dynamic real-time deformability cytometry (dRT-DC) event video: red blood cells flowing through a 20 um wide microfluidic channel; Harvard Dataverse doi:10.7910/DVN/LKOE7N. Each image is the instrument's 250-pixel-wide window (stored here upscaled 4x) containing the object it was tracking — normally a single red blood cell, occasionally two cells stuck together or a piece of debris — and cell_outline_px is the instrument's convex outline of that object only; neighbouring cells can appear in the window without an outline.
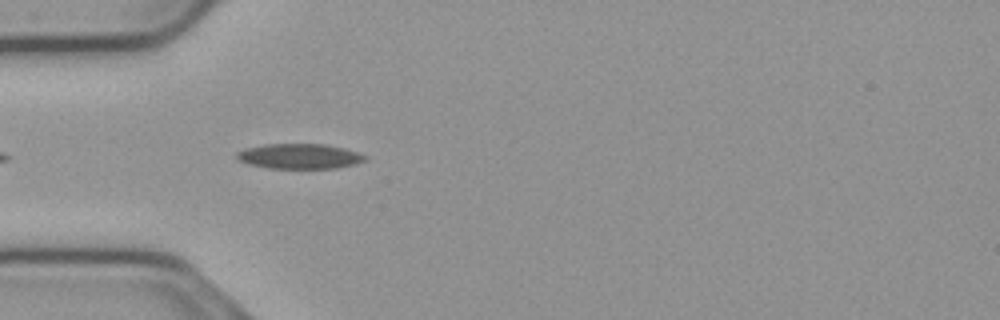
{"species": "common noctule bat (a hibernating species)", "species_latin": "Nyctalus noctula", "temperature_condition": "cold", "stored_images_in_passage": 12, "camera_frame_rate_fps": 3000, "um_per_image_px": 0.085, "animal": {"sex": "male", "body_mass_g": 23.1, "forearm_length_mm": 52.7}, "frame": {"image": 1, "passage_image": 4, "time_ms": 1.0, "image_size_px": [1000, 320], "cell_outline_px": [[368, 160], [356, 164], [336, 168], [268, 168], [248, 164], [240, 160], [236, 156], [236, 152], [244, 148], [264, 144], [324, 144], [344, 148], [360, 152], [368, 156]], "centroid_in_image_um": [25.5, 13.28], "position_along_channel_um": 59.5, "area_um2": 18.96}}
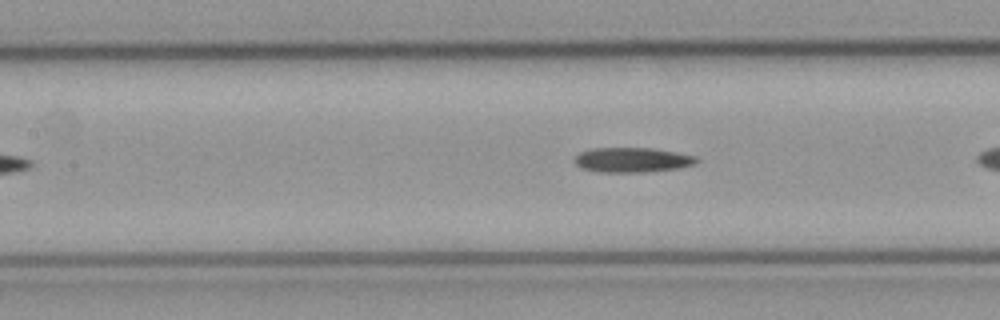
{"frame": {"image": 2, "passage_image": 9, "time_ms": 2.667, "image_size_px": [1000, 320], "cell_outline_px": [[700, 160], [696, 164], [676, 168], [644, 172], [596, 172], [580, 168], [572, 160], [580, 152], [592, 148], [652, 148], [676, 152], [696, 156]], "centroid_in_image_um": [53.71, 13.59], "position_along_channel_um": 153.7, "area_um2": 17.74}}